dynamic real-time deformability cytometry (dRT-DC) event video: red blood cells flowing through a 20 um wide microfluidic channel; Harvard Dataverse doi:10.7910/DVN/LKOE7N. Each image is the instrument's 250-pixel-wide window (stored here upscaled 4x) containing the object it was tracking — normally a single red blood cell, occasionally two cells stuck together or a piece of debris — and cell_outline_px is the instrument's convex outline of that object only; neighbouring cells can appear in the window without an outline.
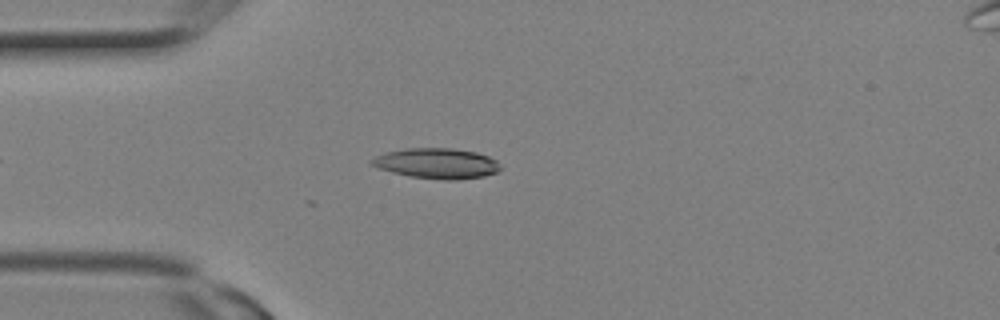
{"species": "Egyptian fruit bat (a non-hibernating species)", "species_latin": "Rousettus aegyptiacus", "temperature_condition": "room temperature", "stored_images_in_passage": 7, "camera_frame_rate_fps": 3000, "um_per_image_px": 0.085, "animal": {"sex": "female"}, "frame": {"image": 1, "passage_image": 3, "time_ms": 0.667, "image_size_px": [1000, 320], "cell_outline_px": [[500, 168], [496, 172], [484, 176], [456, 180], [444, 180], [408, 176], [392, 172], [380, 168], [372, 164], [368, 160], [384, 152], [404, 148], [452, 148], [476, 152], [488, 156], [496, 160], [500, 164]], "centroid_in_image_um": [37.11, 13.88], "position_along_channel_um": 47.9, "area_um2": 22.83}}
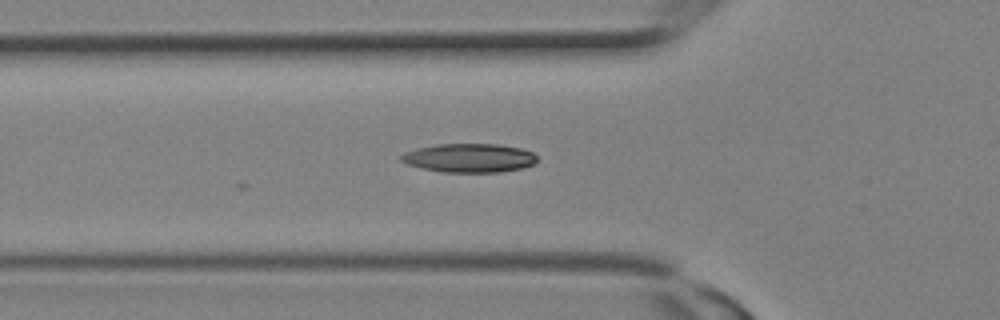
{"frame": {"image": 2, "passage_image": 5, "time_ms": 1.333, "image_size_px": [1000, 320], "cell_outline_px": [[536, 164], [524, 168], [500, 172], [444, 172], [420, 168], [408, 164], [400, 160], [400, 156], [404, 152], [416, 148], [436, 144], [496, 144], [520, 148], [532, 152], [536, 156]], "centroid_in_image_um": [39.88, 13.43], "position_along_channel_um": 85.9, "area_um2": 22.95}}
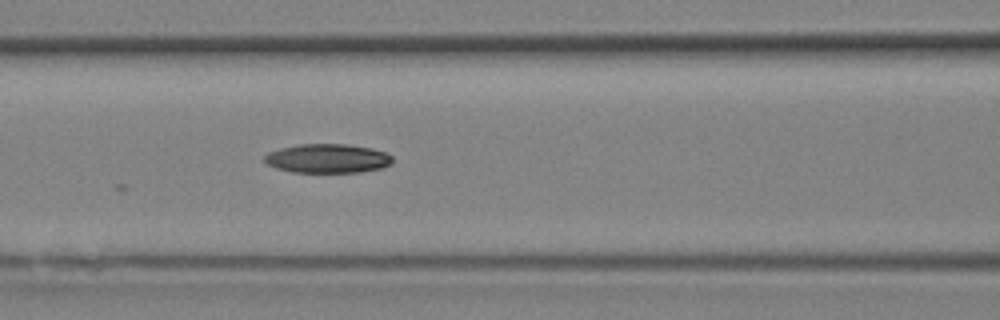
{"frame": {"image": 3, "passage_image": 7, "time_ms": 2.0, "image_size_px": [1000, 320], "cell_outline_px": [[392, 160], [388, 164], [380, 168], [360, 172], [292, 172], [276, 168], [268, 164], [264, 160], [264, 156], [268, 152], [280, 148], [300, 144], [344, 144], [372, 148], [384, 152], [392, 156]], "centroid_in_image_um": [27.8, 13.46], "position_along_channel_um": 138.8, "area_um2": 21.5}}